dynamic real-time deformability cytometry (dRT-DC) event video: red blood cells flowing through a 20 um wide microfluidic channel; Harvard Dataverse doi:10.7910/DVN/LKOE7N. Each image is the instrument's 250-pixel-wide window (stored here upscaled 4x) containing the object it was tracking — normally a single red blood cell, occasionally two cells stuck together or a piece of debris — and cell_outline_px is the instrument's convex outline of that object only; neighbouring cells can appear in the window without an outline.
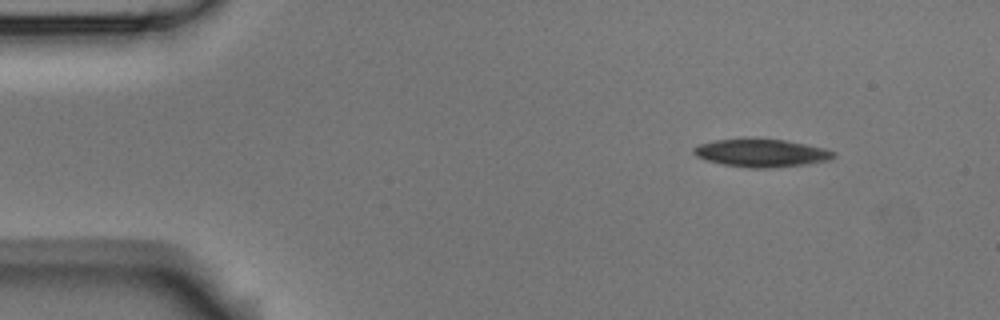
{"species": "Egyptian fruit bat (a non-hibernating species)", "species_latin": "Rousettus aegyptiacus", "temperature_condition": "room temperature", "stored_images_in_passage": 5, "camera_frame_rate_fps": 3000, "um_per_image_px": 0.085, "animal": {"sex": "male"}, "frame": {"image": 1, "passage_image": 1, "time_ms": 0.0, "image_size_px": [1000, 320], "cell_outline_px": [[836, 156], [832, 160], [808, 164], [772, 168], [748, 168], [724, 164], [708, 160], [696, 156], [692, 152], [692, 148], [700, 144], [716, 140], [744, 136], [784, 140], [824, 148], [836, 152]], "centroid_in_image_um": [64.73, 12.98], "position_along_channel_um": 20.3, "area_um2": 23.35}}
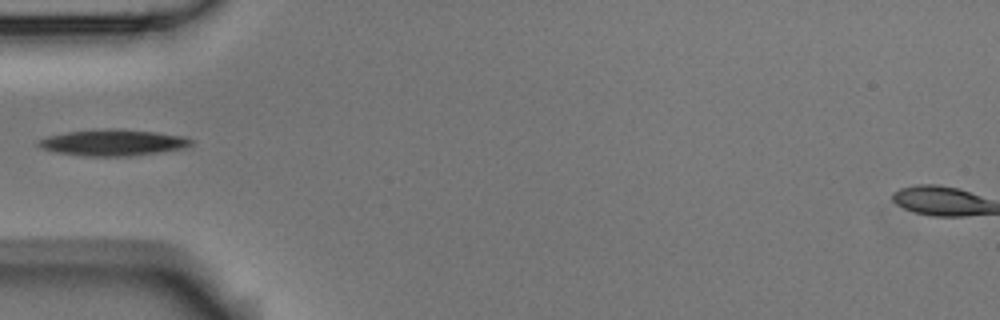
{"frame": {"image": 2, "passage_image": 4, "time_ms": 1.0, "image_size_px": [1000, 320], "cell_outline_px": [[192, 144], [184, 148], [160, 152], [132, 156], [80, 156], [56, 152], [40, 148], [36, 144], [36, 140], [48, 136], [68, 132], [108, 128], [120, 128], [156, 132], [184, 136], [192, 140]], "centroid_in_image_um": [9.58, 12.12], "position_along_channel_um": 75.4, "area_um2": 23.58}}
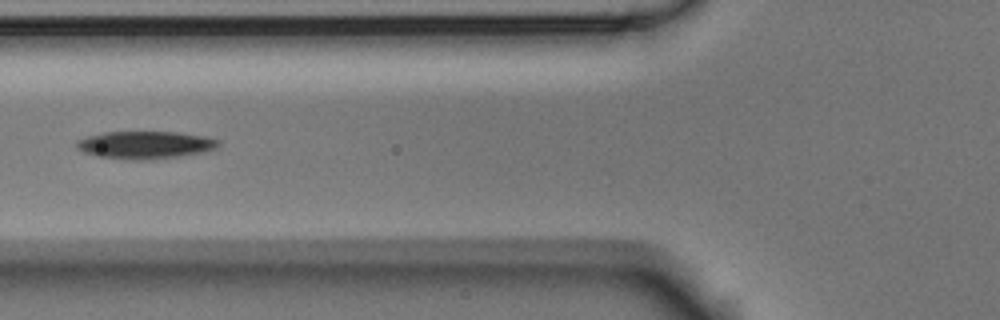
{"frame": {"image": 3, "passage_image": 5, "time_ms": 1.333, "image_size_px": [1000, 320], "cell_outline_px": [[220, 144], [216, 148], [200, 152], [176, 156], [148, 160], [132, 160], [100, 156], [84, 152], [76, 148], [76, 140], [88, 136], [104, 132], [176, 132], [208, 136], [220, 140]], "centroid_in_image_um": [12.34, 12.3], "position_along_channel_um": 113.5, "area_um2": 22.66}}